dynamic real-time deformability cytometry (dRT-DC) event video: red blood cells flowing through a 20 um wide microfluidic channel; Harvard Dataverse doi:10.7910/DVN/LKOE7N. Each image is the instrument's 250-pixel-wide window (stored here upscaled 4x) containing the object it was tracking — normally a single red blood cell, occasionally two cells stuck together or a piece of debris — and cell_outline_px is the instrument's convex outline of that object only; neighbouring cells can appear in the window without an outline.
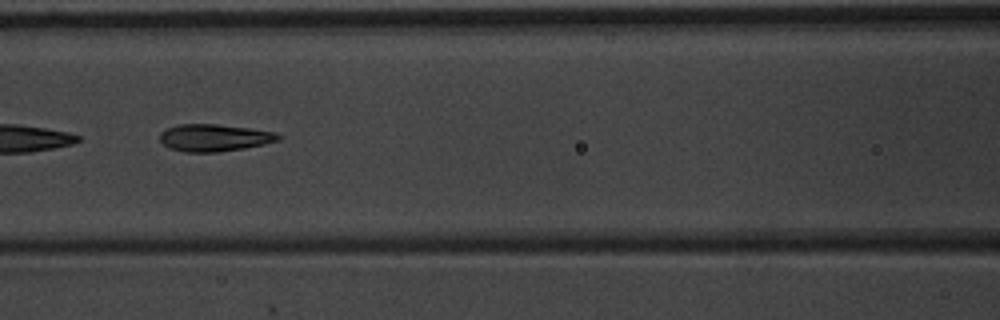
{"species": "common noctule bat (a hibernating species)", "species_latin": "Nyctalus noctula", "temperature_condition": "warm", "stored_images_in_passage": 8, "camera_frame_rate_fps": 3000, "um_per_image_px": 0.085, "animal": {"sex": "male", "body_mass_g": 20.1, "forearm_length_mm": 53.5}, "frame": {"image": 1, "passage_image": 6, "time_ms": 1.667, "image_size_px": [1000, 320], "cell_outline_px": [[284, 136], [280, 140], [264, 144], [244, 148], [216, 152], [184, 152], [168, 148], [160, 140], [160, 132], [176, 124], [216, 124], [248, 128], [276, 132]], "centroid_in_image_um": [18.22, 11.7], "position_along_channel_um": 148.4, "area_um2": 18.84}}
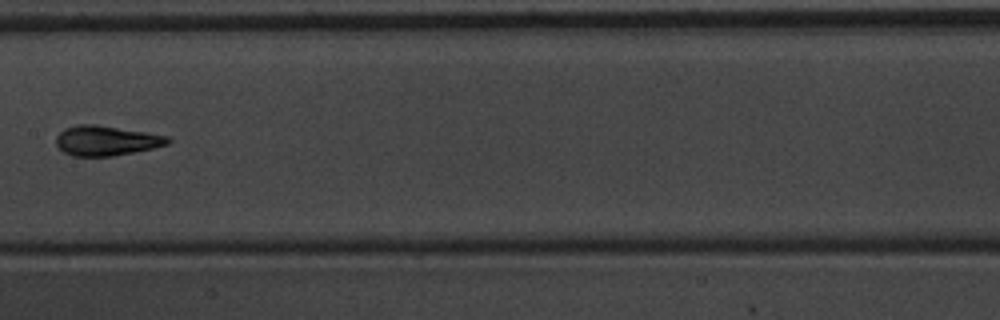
{"frame": {"image": 2, "passage_image": 7, "time_ms": 2.0, "image_size_px": [1000, 320], "cell_outline_px": [[172, 140], [168, 144], [152, 148], [112, 156], [72, 156], [64, 152], [56, 144], [56, 136], [64, 128], [76, 124], [96, 124], [168, 136]], "centroid_in_image_um": [9.0, 11.94], "position_along_channel_um": 198.4, "area_um2": 19.36}}
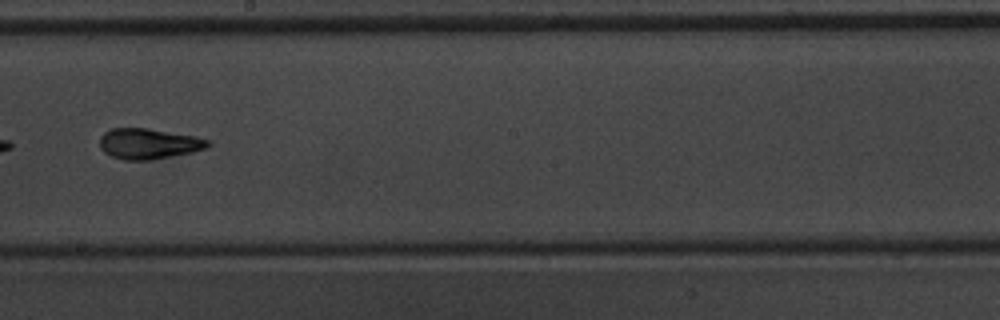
{"frame": {"image": 3, "passage_image": 8, "time_ms": 2.333, "image_size_px": [1000, 320], "cell_outline_px": [[212, 144], [208, 148], [192, 152], [148, 160], [124, 160], [112, 156], [104, 152], [100, 148], [100, 136], [104, 132], [112, 128], [148, 128], [196, 136], [208, 140]], "centroid_in_image_um": [12.64, 12.21], "position_along_channel_um": 235.6, "area_um2": 19.31}}